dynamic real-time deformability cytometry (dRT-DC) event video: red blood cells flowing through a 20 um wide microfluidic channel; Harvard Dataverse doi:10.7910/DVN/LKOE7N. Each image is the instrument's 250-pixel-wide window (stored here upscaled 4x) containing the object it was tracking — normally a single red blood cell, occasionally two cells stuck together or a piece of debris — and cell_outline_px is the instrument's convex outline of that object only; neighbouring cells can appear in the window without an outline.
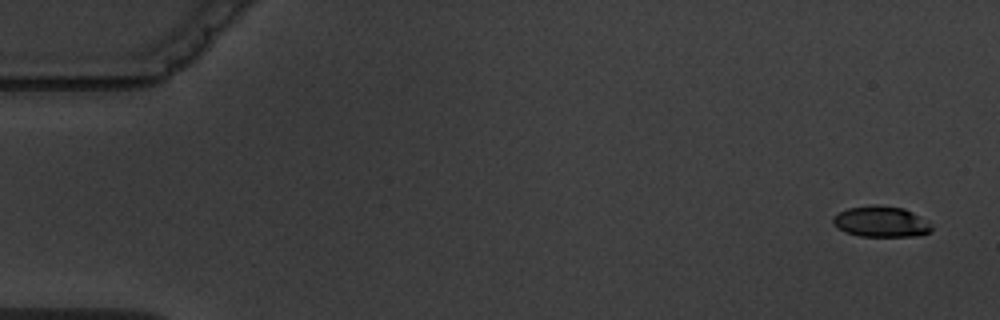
{"species": "common noctule bat (a hibernating species)", "species_latin": "Nyctalus noctula", "temperature_condition": "warm", "stored_images_in_passage": 4, "camera_frame_rate_fps": 3000, "um_per_image_px": 0.085, "animal": {"sex": "male", "body_mass_g": 19.5, "forearm_length_mm": 54.6}, "frame": {"image": 1, "passage_image": 1, "time_ms": 0.0, "image_size_px": [1000, 320], "cell_outline_px": [[932, 232], [920, 236], [860, 236], [844, 232], [836, 228], [832, 220], [832, 216], [848, 208], [872, 204], [904, 208], [912, 212], [928, 224], [932, 228]], "centroid_in_image_um": [74.83, 18.85], "position_along_channel_um": 10.2, "area_um2": 17.69}}